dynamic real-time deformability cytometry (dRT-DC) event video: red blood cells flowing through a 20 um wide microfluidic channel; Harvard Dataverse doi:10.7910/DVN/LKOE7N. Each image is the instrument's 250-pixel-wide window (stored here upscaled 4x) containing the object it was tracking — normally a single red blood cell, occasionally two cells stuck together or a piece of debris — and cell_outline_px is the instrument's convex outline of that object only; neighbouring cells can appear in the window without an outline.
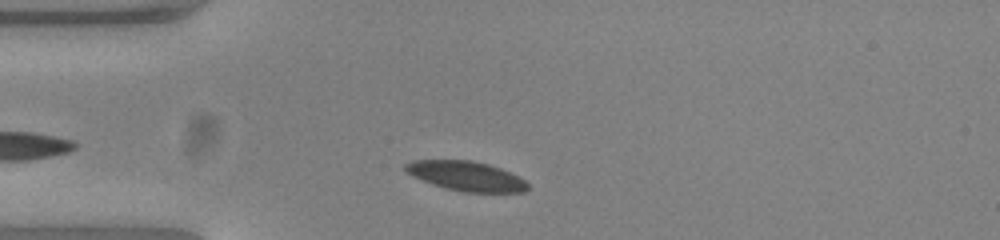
{"species": "common noctule bat (a hibernating species)", "species_latin": "Nyctalus noctula", "temperature_condition": "warm", "stored_images_in_passage": 31, "camera_frame_rate_fps": 3000, "um_per_image_px": 0.085, "animal": {"sex": "female", "body_mass_g": 23.0, "forearm_length_mm": 53.4}, "frame": {"image": 1, "passage_image": 4, "time_ms": 1.0, "image_size_px": [1000, 240], "cell_outline_px": [[528, 188], [524, 192], [464, 192], [444, 188], [432, 184], [412, 176], [404, 168], [404, 164], [412, 160], [472, 160], [488, 164], [500, 168], [524, 180], [528, 184]], "centroid_in_image_um": [39.59, 14.96], "position_along_channel_um": 45.4, "area_um2": 20.98}}
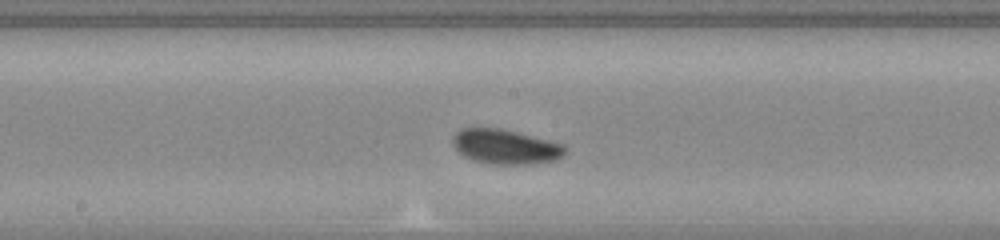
{"frame": {"image": 2, "passage_image": 18, "time_ms": 5.667, "image_size_px": [1000, 240], "cell_outline_px": [[564, 152], [556, 160], [532, 164], [492, 164], [472, 160], [464, 156], [452, 144], [452, 140], [456, 132], [460, 128], [500, 128], [564, 144]], "centroid_in_image_um": [42.93, 12.47], "position_along_channel_um": 205.3, "area_um2": 22.48}}
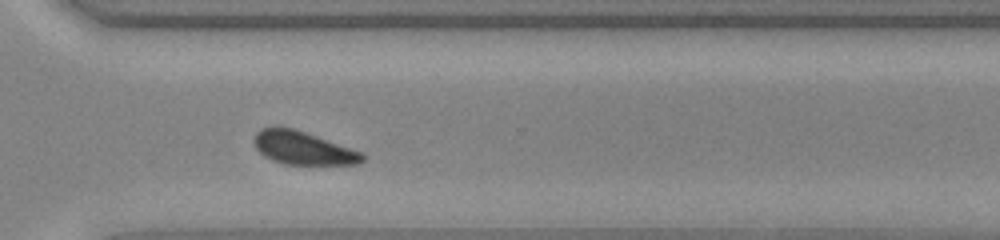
{"frame": {"image": 3, "passage_image": 29, "time_ms": 9.333, "image_size_px": [1000, 240], "cell_outline_px": [[368, 156], [364, 160], [356, 164], [284, 164], [272, 160], [264, 156], [256, 148], [252, 140], [256, 132], [260, 128], [292, 128], [364, 152]], "centroid_in_image_um": [25.77, 12.59], "position_along_channel_um": 344.8, "area_um2": 20.81}, "authors_computed_cell_mechanics": {"area_um2": 21.5016, "velocity_mm_per_s": 3.8024, "shape_relaxation_time_tau1_ms": 3.9488, "shape_relaxation_time_tau2_ms": null, "deformation_change_tau1": 0.1215, "deformation_change_tau2": null}}